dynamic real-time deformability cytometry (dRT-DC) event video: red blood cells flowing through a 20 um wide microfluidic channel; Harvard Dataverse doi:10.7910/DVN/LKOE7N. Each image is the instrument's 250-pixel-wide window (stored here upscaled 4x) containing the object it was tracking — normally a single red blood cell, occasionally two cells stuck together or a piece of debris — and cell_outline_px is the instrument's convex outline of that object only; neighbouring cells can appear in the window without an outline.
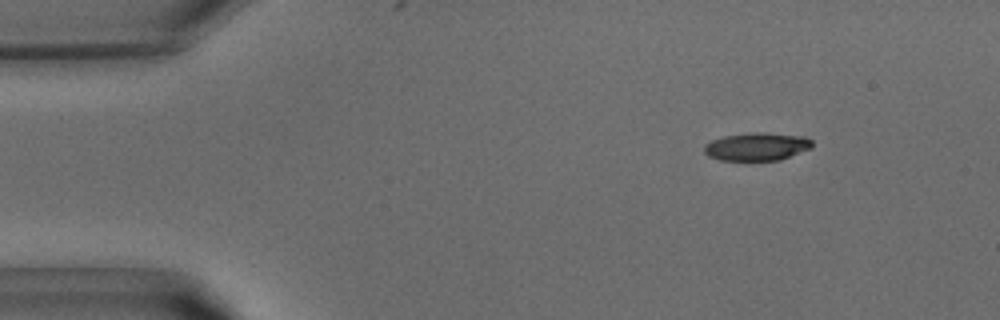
{"species": "common noctule bat (a hibernating species)", "species_latin": "Nyctalus noctula", "temperature_condition": "warm", "stored_images_in_passage": 39, "camera_frame_rate_fps": 3000, "um_per_image_px": 0.085, "animal": {"sex": "male", "body_mass_g": 15.6}, "frame": {"image": 1, "passage_image": 4, "time_ms": 1.0, "image_size_px": [1000, 320], "cell_outline_px": [[812, 148], [780, 160], [720, 160], [708, 156], [704, 152], [704, 144], [712, 140], [724, 136], [756, 132], [764, 132], [808, 136], [812, 140]], "centroid_in_image_um": [64.36, 12.45], "position_along_channel_um": 20.6, "area_um2": 17.74}}
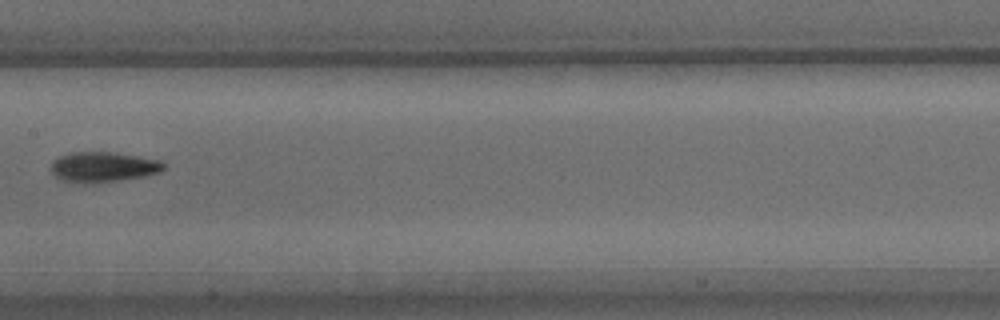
{"frame": {"image": 2, "passage_image": 19, "time_ms": 6.0, "image_size_px": [1000, 320], "cell_outline_px": [[164, 168], [160, 172], [148, 176], [92, 184], [84, 184], [64, 180], [56, 176], [52, 172], [52, 160], [60, 156], [72, 152], [112, 152], [160, 160], [164, 164]], "centroid_in_image_um": [8.78, 14.2], "position_along_channel_um": 198.6, "area_um2": 19.88}}
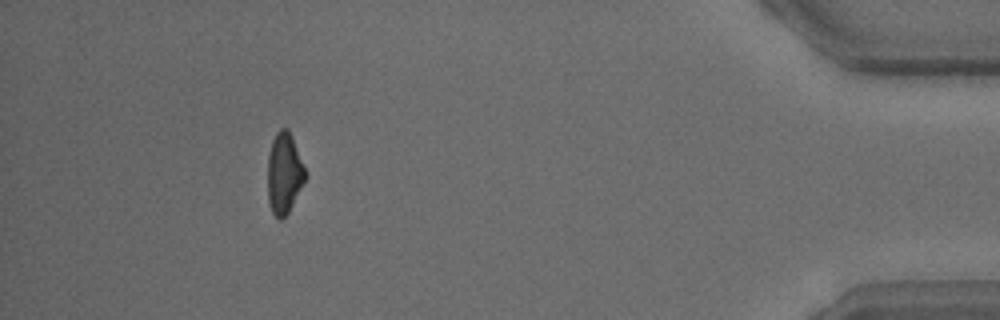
{"frame": {"image": 3, "passage_image": 35, "time_ms": 11.333, "image_size_px": [1000, 320], "cell_outline_px": [[308, 176], [288, 212], [280, 220], [272, 212], [268, 204], [268, 156], [272, 140], [276, 132], [280, 128], [288, 128], [292, 136]], "centroid_in_image_um": [24.16, 14.71], "position_along_channel_um": 411.0, "area_um2": 17.8}}